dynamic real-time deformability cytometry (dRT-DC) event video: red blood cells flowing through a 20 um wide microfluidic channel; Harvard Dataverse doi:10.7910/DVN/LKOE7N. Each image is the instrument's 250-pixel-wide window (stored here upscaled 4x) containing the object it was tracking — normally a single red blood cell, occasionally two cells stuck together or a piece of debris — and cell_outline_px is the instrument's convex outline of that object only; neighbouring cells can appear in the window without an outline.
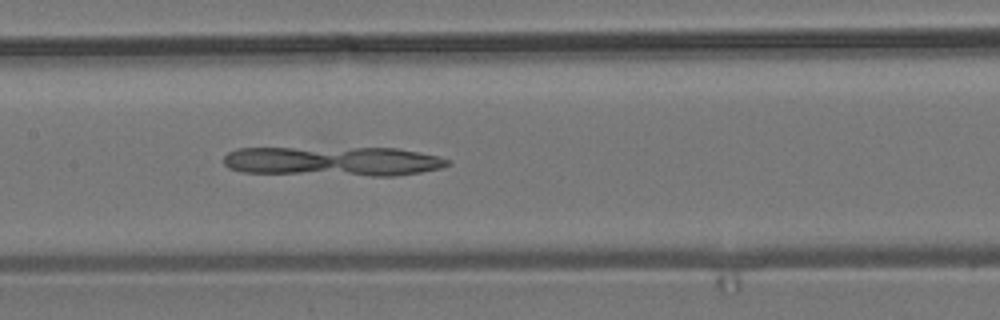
{"species": "common noctule bat (a hibernating species)", "species_latin": "Nyctalus noctula", "temperature_condition": "room temperature", "stored_images_in_passage": 37, "camera_frame_rate_fps": 3000, "um_per_image_px": 0.085, "animal": {"sex": "male", "body_mass_g": 19.2, "forearm_length_mm": 51.8}, "frame": {"image": 1, "passage_image": 11, "time_ms": 3.333, "image_size_px": [1000, 320], "cell_outline_px": [[452, 164], [440, 168], [420, 172], [396, 176], [368, 176], [244, 172], [228, 168], [224, 164], [224, 156], [228, 152], [236, 148], [396, 148], [440, 156], [452, 160]], "centroid_in_image_um": [28.35, 13.71], "position_along_channel_um": 179.1, "area_um2": 38.84}}